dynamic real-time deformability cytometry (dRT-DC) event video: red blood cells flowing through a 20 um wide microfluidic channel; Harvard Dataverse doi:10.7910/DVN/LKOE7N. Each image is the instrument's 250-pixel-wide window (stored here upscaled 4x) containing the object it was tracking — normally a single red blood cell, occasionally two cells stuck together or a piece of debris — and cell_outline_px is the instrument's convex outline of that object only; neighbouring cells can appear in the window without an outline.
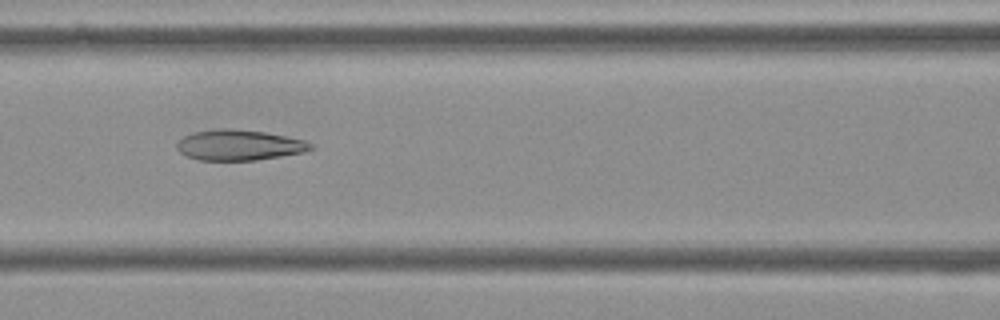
{"species": "Egyptian fruit bat (a non-hibernating species)", "species_latin": "Rousettus aegyptiacus", "temperature_condition": "cold", "stored_images_in_passage": 55, "camera_frame_rate_fps": 3000, "um_per_image_px": 0.085, "frame": {"image": 1, "passage_image": 24, "time_ms": 7.667, "image_size_px": [1000, 320], "cell_outline_px": [[316, 148], [304, 152], [256, 160], [200, 160], [188, 156], [180, 152], [176, 148], [176, 144], [184, 136], [192, 132], [220, 128], [228, 128], [264, 132], [304, 140], [312, 144]], "centroid_in_image_um": [20.32, 12.33], "position_along_channel_um": 146.3, "area_um2": 23.7}}
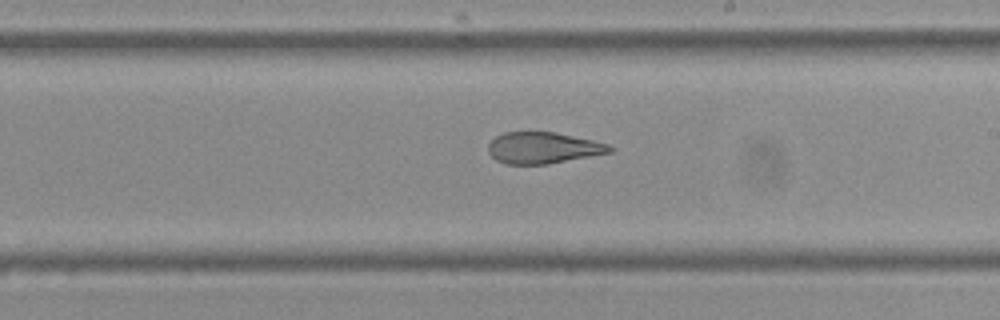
{"frame": {"image": 2, "passage_image": 32, "time_ms": 10.333, "image_size_px": [1000, 320], "cell_outline_px": [[616, 148], [612, 152], [548, 164], [508, 164], [496, 160], [488, 152], [488, 144], [496, 136], [504, 132], [556, 132], [592, 140], [608, 144]], "centroid_in_image_um": [46.17, 12.56], "position_along_channel_um": 242.8, "area_um2": 22.2}}
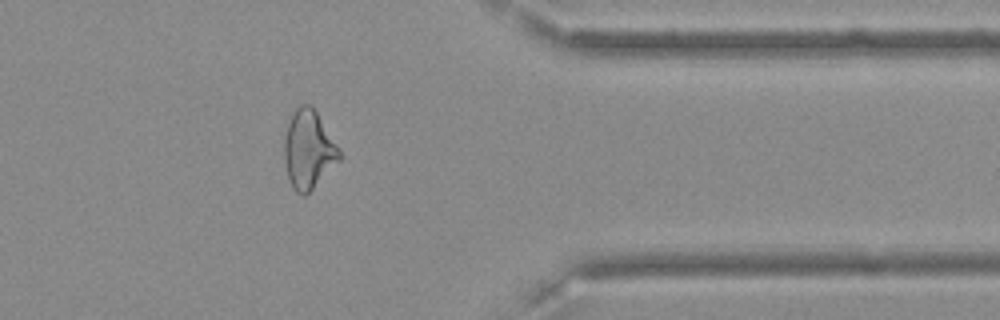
{"frame": {"image": 3, "passage_image": 45, "time_ms": 14.667, "image_size_px": [1000, 320], "cell_outline_px": [[344, 156], [304, 196], [296, 192], [292, 188], [288, 176], [284, 160], [284, 140], [288, 124], [292, 112], [300, 104], [308, 104], [316, 112], [340, 148]], "centroid_in_image_um": [26.23, 12.71], "position_along_channel_um": 385.2, "area_um2": 25.03}, "authors_computed_cell_mechanics": {"area_um2": 26.01, "velocity_mm_per_s": 3.6291, "shape_relaxation_time_tau1_ms": null, "shape_relaxation_time_tau2_ms": 2.1047, "deformation_change_tau1": null, "deformation_change_tau2": 0.088}}